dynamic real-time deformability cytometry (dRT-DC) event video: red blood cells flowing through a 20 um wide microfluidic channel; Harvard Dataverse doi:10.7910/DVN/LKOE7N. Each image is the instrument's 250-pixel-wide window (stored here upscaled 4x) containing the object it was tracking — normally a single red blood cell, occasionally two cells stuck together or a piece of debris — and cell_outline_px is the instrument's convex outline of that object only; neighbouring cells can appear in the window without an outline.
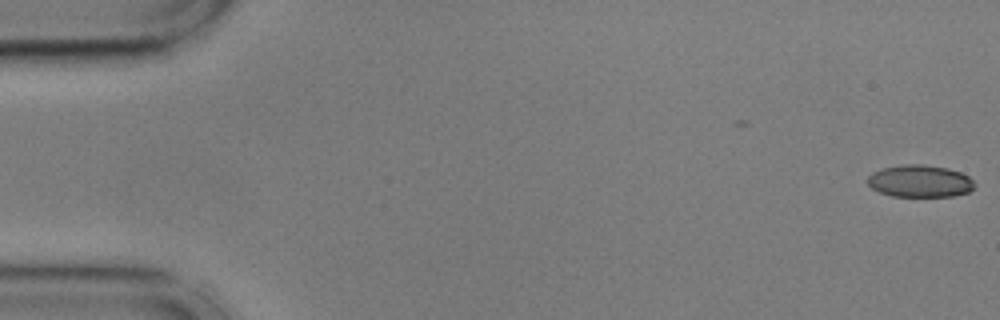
{"species": "common noctule bat (a hibernating species)", "species_latin": "Nyctalus noctula", "temperature_condition": "cold", "stored_images_in_passage": 55, "camera_frame_rate_fps": 3000, "um_per_image_px": 0.085, "animal": {"sex": "male", "body_mass_g": 17.9, "forearm_length_mm": 54.2}, "frame": {"image": 1, "passage_image": 1, "time_ms": 0.0, "image_size_px": [1000, 320], "cell_outline_px": [[972, 188], [968, 192], [952, 196], [892, 196], [880, 192], [872, 188], [868, 184], [868, 176], [872, 172], [880, 168], [900, 164], [920, 164], [948, 168], [960, 172], [968, 176], [972, 180]], "centroid_in_image_um": [78.14, 15.38], "position_along_channel_um": 6.9, "area_um2": 20.0}}
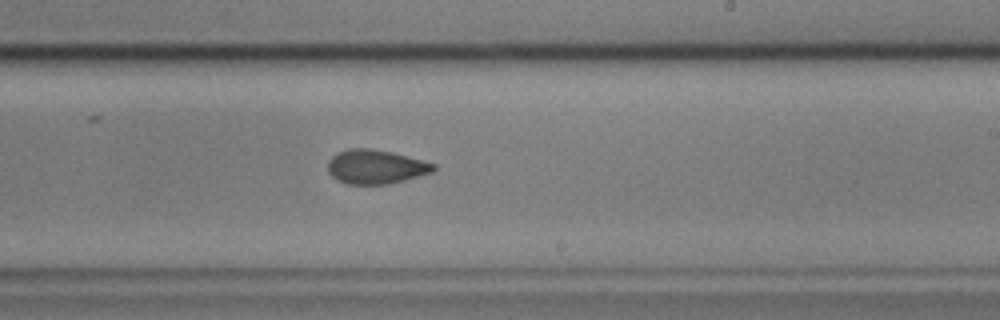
{"frame": {"image": 2, "passage_image": 33, "time_ms": 10.667, "image_size_px": [1000, 320], "cell_outline_px": [[436, 168], [432, 172], [404, 180], [388, 184], [348, 184], [336, 180], [328, 172], [328, 160], [336, 152], [348, 148], [368, 148], [392, 152], [436, 164]], "centroid_in_image_um": [31.9, 14.17], "position_along_channel_um": 257.1, "area_um2": 21.04}}
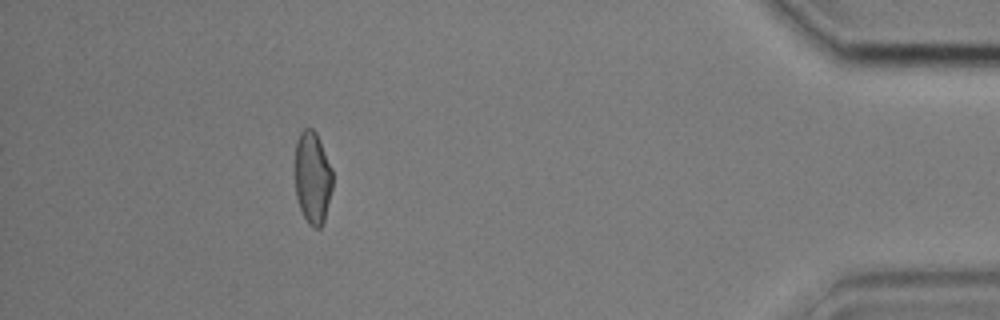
{"frame": {"image": 3, "passage_image": 50, "time_ms": 16.333, "image_size_px": [1000, 320], "cell_outline_px": [[332, 188], [324, 220], [320, 228], [312, 228], [308, 224], [300, 208], [296, 196], [292, 164], [296, 140], [300, 132], [304, 128], [312, 128], [316, 132], [332, 168]], "centroid_in_image_um": [26.51, 15.06], "position_along_channel_um": 408.7, "area_um2": 20.92}, "authors_computed_cell_mechanics": {"area_um2": 21.1548, "velocity_mm_per_s": 3.6268, "shape_relaxation_time_tau1_ms": null, "shape_relaxation_time_tau2_ms": 1.6296, "deformation_change_tau1": null, "deformation_change_tau2": 0.0684}}